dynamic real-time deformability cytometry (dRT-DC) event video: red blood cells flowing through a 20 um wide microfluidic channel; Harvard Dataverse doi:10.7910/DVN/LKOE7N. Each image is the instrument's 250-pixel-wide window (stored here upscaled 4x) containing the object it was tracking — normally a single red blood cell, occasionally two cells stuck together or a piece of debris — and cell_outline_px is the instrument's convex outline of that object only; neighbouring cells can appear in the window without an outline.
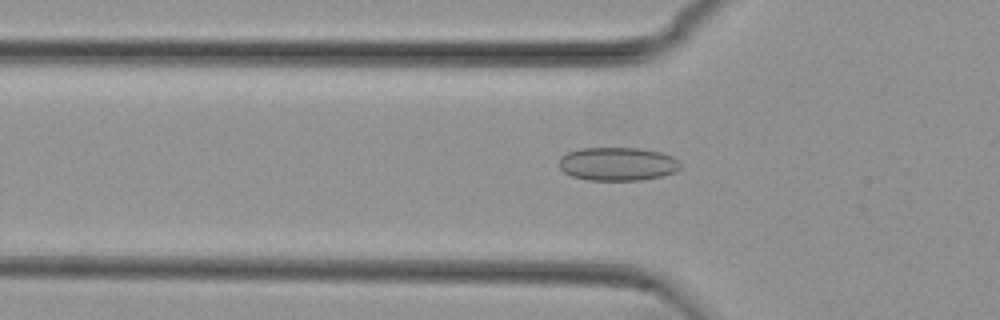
{"species": "common noctule bat (a hibernating species)", "species_latin": "Nyctalus noctula", "temperature_condition": "cold", "stored_images_in_passage": 51, "camera_frame_rate_fps": 3000, "um_per_image_px": 0.085, "animal": {"sex": "female", "body_mass_g": 29.2, "forearm_length_mm": 56.3}, "frame": {"image": 1, "passage_image": 17, "time_ms": 5.333, "image_size_px": [1000, 320], "cell_outline_px": [[680, 168], [676, 172], [664, 176], [640, 180], [588, 180], [572, 176], [564, 172], [560, 168], [560, 156], [568, 152], [580, 148], [640, 148], [660, 152], [672, 156], [680, 164]], "centroid_in_image_um": [52.5, 13.94], "position_along_channel_um": 73.3, "area_um2": 23.7}}
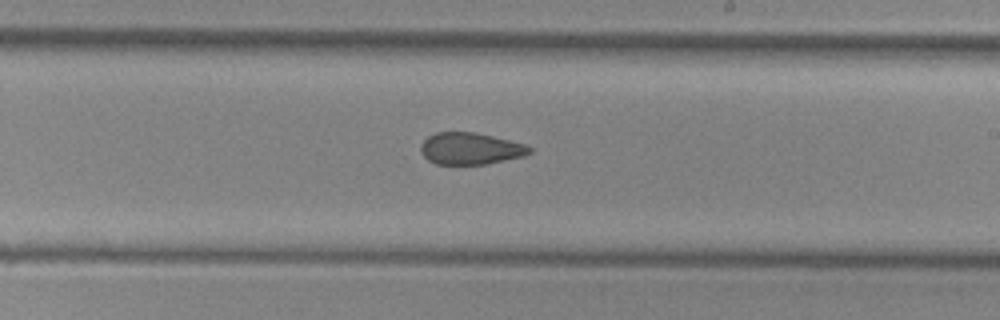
{"frame": {"image": 2, "passage_image": 31, "time_ms": 10.0, "image_size_px": [1000, 320], "cell_outline_px": [[532, 152], [524, 156], [484, 164], [436, 164], [428, 160], [420, 152], [420, 144], [428, 136], [436, 132], [476, 132], [524, 144], [532, 148]], "centroid_in_image_um": [39.95, 12.62], "position_along_channel_um": 249.0, "area_um2": 20.11}}
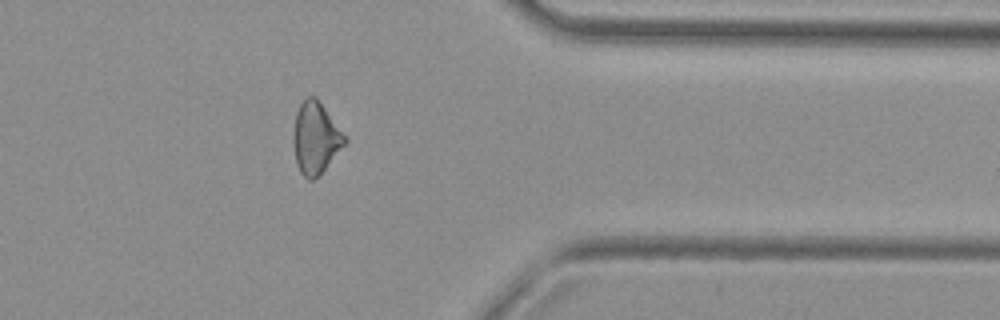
{"frame": {"image": 3, "passage_image": 43, "time_ms": 14.0, "image_size_px": [1000, 320], "cell_outline_px": [[348, 140], [324, 168], [312, 180], [308, 180], [300, 172], [296, 164], [292, 140], [292, 132], [296, 112], [300, 104], [308, 96], [316, 96]], "centroid_in_image_um": [26.78, 11.7], "position_along_channel_um": 384.6, "area_um2": 21.15}, "authors_computed_cell_mechanics": {"area_um2": 21.675, "velocity_mm_per_s": 3.7551, "shape_relaxation_time_tau1_ms": null, "shape_relaxation_time_tau2_ms": 2.4142, "deformation_change_tau1": null, "deformation_change_tau2": 0.0879}}